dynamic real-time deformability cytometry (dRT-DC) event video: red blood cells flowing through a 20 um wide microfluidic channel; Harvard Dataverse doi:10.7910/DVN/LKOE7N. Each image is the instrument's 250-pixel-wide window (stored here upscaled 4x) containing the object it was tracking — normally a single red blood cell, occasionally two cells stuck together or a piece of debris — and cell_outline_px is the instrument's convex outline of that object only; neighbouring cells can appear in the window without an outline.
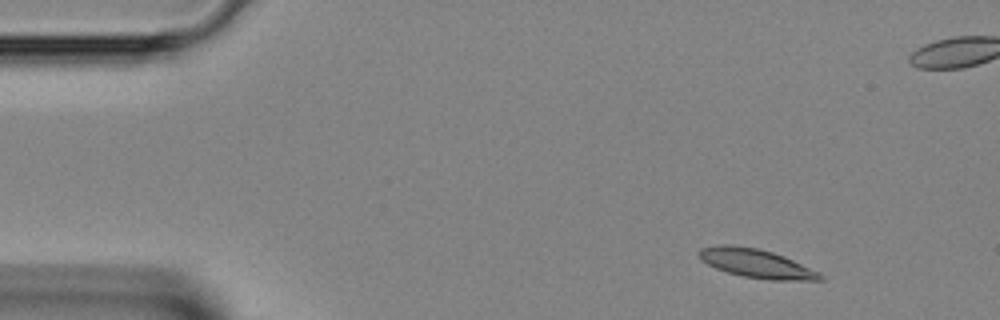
{"species": "Egyptian fruit bat (a non-hibernating species)", "species_latin": "Rousettus aegyptiacus", "temperature_condition": "room temperature", "stored_images_in_passage": 37, "camera_frame_rate_fps": 3000, "um_per_image_px": 0.085, "animal": {"sex": "female"}, "frame": {"image": 1, "passage_image": 1, "time_ms": 0.0, "image_size_px": [1000, 320], "cell_outline_px": [[824, 280], [768, 280], [744, 276], [728, 272], [716, 268], [700, 260], [696, 252], [700, 248], [720, 244], [732, 244], [760, 248], [784, 256], [820, 272], [824, 276]], "centroid_in_image_um": [64.27, 22.37], "position_along_channel_um": 20.7, "area_um2": 20.52}}
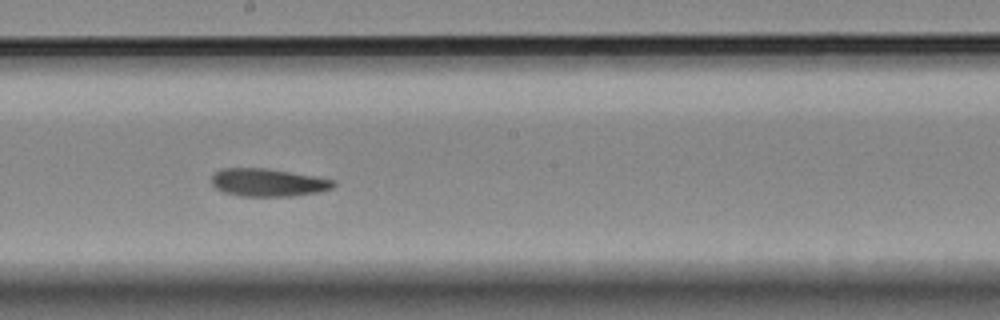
{"frame": {"image": 2, "passage_image": 18, "time_ms": 5.667, "image_size_px": [1000, 320], "cell_outline_px": [[336, 184], [332, 188], [320, 192], [292, 196], [240, 196], [224, 192], [216, 188], [212, 184], [212, 176], [216, 172], [224, 168], [264, 168], [336, 180]], "centroid_in_image_um": [22.79, 15.52], "position_along_channel_um": 225.4, "area_um2": 19.59}}
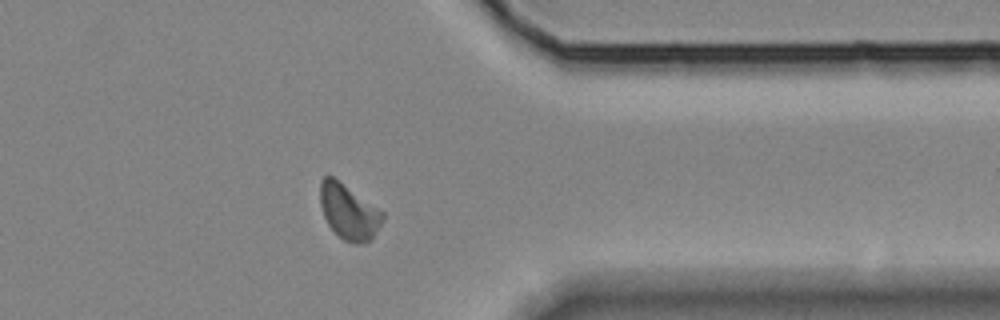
{"frame": {"image": 3, "passage_image": 28, "time_ms": 9.0, "image_size_px": [1000, 320], "cell_outline_px": [[384, 220], [372, 240], [364, 244], [352, 244], [344, 240], [328, 224], [324, 216], [320, 204], [320, 180], [324, 176], [332, 176], [384, 212]], "centroid_in_image_um": [29.67, 18.03], "position_along_channel_um": 381.7, "area_um2": 20.11}}